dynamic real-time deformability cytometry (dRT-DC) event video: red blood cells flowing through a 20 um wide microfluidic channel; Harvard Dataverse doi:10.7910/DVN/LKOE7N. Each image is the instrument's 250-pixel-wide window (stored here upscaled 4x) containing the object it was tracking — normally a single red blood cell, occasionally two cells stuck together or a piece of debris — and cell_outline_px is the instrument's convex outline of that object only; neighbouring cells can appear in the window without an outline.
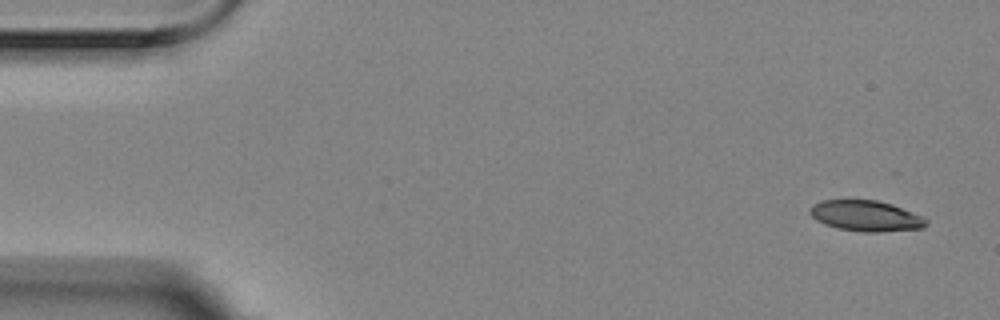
{"species": "Egyptian fruit bat (a non-hibernating species)", "species_latin": "Rousettus aegyptiacus", "temperature_condition": "room temperature", "stored_images_in_passage": 6, "camera_frame_rate_fps": 3000, "um_per_image_px": 0.085, "animal": {"sex": "female"}, "frame": {"image": 1, "passage_image": 1, "time_ms": 0.0, "image_size_px": [1000, 320], "cell_outline_px": [[928, 224], [924, 228], [880, 232], [864, 232], [836, 228], [824, 224], [816, 220], [808, 212], [812, 204], [820, 200], [876, 200], [892, 204], [924, 216], [928, 220]], "centroid_in_image_um": [73.61, 18.35], "position_along_channel_um": 11.4, "area_um2": 21.1}}
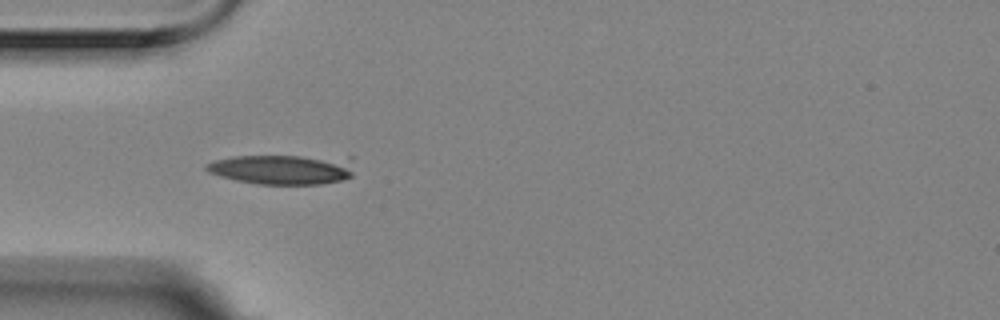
{"frame": {"image": 2, "passage_image": 5, "time_ms": 1.333, "image_size_px": [1000, 320], "cell_outline_px": [[352, 176], [340, 180], [320, 184], [256, 184], [236, 180], [220, 176], [208, 172], [204, 168], [208, 164], [216, 160], [232, 156], [300, 156], [344, 164], [352, 172]], "centroid_in_image_um": [23.71, 14.44], "position_along_channel_um": 61.3, "area_um2": 24.04}}
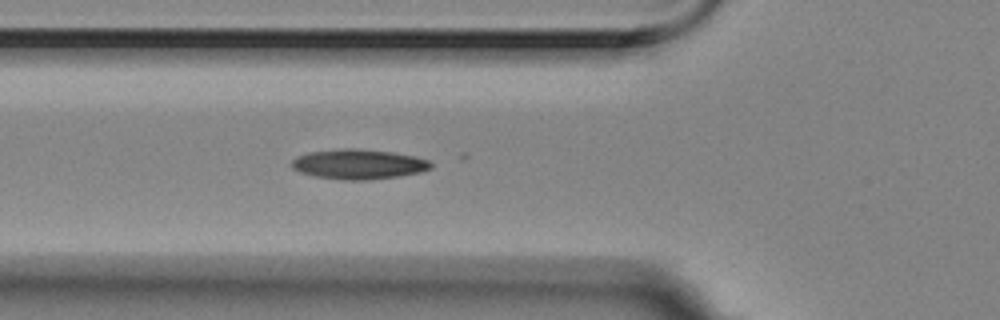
{"frame": {"image": 3, "passage_image": 6, "time_ms": 1.667, "image_size_px": [1000, 320], "cell_outline_px": [[432, 168], [420, 172], [400, 176], [368, 180], [340, 180], [316, 176], [300, 172], [292, 168], [292, 160], [296, 156], [308, 152], [344, 148], [356, 148], [392, 152], [416, 156], [428, 160], [432, 164]], "centroid_in_image_um": [30.48, 13.95], "position_along_channel_um": 95.3, "area_um2": 24.39}}